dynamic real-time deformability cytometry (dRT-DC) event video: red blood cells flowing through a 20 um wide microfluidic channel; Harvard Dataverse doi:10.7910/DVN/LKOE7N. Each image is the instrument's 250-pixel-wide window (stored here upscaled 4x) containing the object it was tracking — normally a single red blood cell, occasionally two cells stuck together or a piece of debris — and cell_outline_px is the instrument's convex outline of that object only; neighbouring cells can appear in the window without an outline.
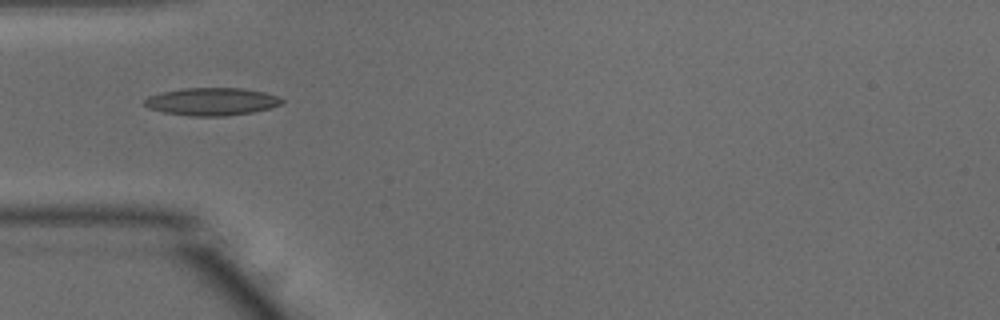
{"species": "common noctule bat (a hibernating species)", "species_latin": "Nyctalus noctula", "temperature_condition": "warm", "stored_images_in_passage": 36, "camera_frame_rate_fps": 3000, "um_per_image_px": 0.085, "animal": {"sex": "male", "body_mass_g": 15.6}, "frame": {"image": 1, "passage_image": 1, "time_ms": 0.0, "image_size_px": [1000, 320], "cell_outline_px": [[284, 100], [280, 104], [268, 108], [252, 112], [224, 116], [192, 116], [164, 112], [148, 108], [144, 104], [144, 100], [148, 96], [164, 92], [184, 88], [244, 88], [264, 92], [280, 96]], "centroid_in_image_um": [18.01, 8.63], "position_along_channel_um": 67.0, "area_um2": 22.02}}
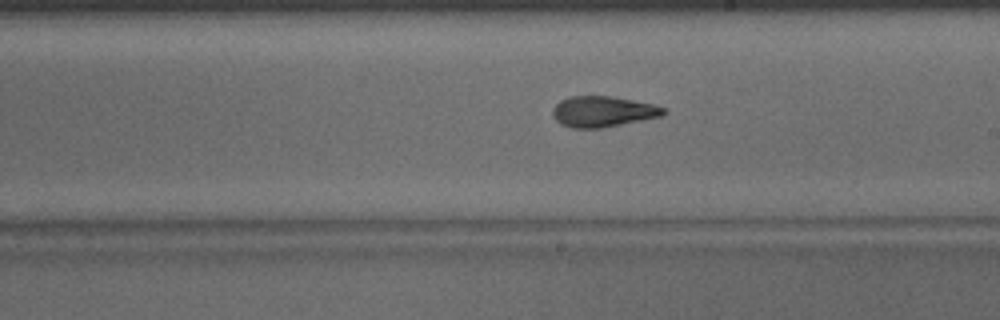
{"frame": {"image": 2, "passage_image": 14, "time_ms": 4.333, "image_size_px": [1000, 320], "cell_outline_px": [[668, 112], [660, 116], [600, 128], [572, 128], [560, 124], [552, 116], [552, 108], [560, 100], [568, 96], [612, 96], [652, 104], [664, 108]], "centroid_in_image_um": [51.18, 9.47], "position_along_channel_um": 237.8, "area_um2": 19.77}}
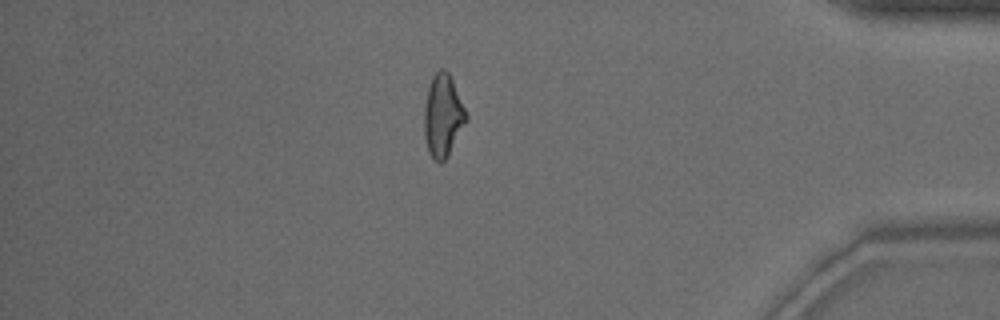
{"frame": {"image": 3, "passage_image": 29, "time_ms": 9.333, "image_size_px": [1000, 320], "cell_outline_px": [[468, 120], [448, 156], [440, 164], [428, 152], [424, 136], [424, 108], [428, 88], [432, 76], [440, 68], [444, 68], [448, 72], [452, 80], [468, 116]], "centroid_in_image_um": [37.64, 9.85], "position_along_channel_um": 397.6, "area_um2": 20.17}, "authors_computed_cell_mechanics": {"area_um2": 19.9121, "velocity_mm_per_s": 3.9227, "shape_relaxation_time_tau1_ms": 4.3662, "shape_relaxation_time_tau2_ms": 1.9279, "deformation_change_tau1": 0.1685, "deformation_change_tau2": 0.1078}}